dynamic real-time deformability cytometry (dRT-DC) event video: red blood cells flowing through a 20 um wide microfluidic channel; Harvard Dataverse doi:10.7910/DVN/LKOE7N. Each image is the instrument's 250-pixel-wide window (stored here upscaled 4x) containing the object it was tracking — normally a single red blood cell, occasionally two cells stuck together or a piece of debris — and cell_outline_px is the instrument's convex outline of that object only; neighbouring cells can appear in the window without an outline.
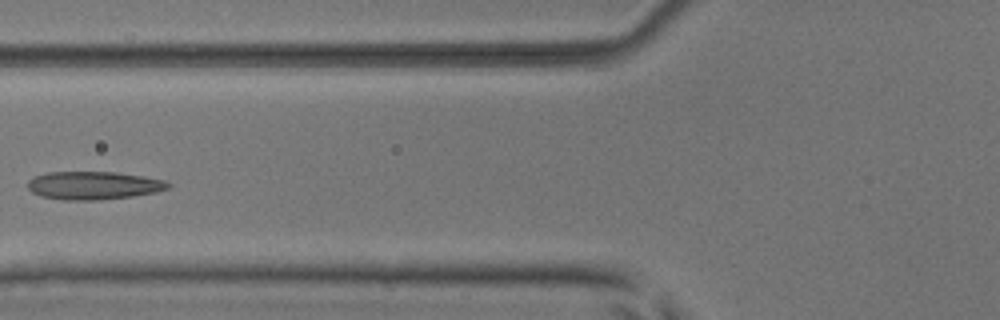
{"species": "common noctule bat (a hibernating species)", "species_latin": "Nyctalus noctula", "temperature_condition": "room temperature", "stored_images_in_passage": 5, "camera_frame_rate_fps": 3000, "um_per_image_px": 0.085, "animal": {"sex": "male", "body_mass_g": 17.9, "forearm_length_mm": 54.2}, "frame": {"image": 1, "passage_image": 3, "time_ms": 0.667, "image_size_px": [1000, 320], "cell_outline_px": [[172, 184], [168, 188], [156, 192], [132, 196], [100, 200], [64, 200], [40, 196], [32, 192], [28, 188], [28, 180], [32, 176], [48, 172], [116, 172], [144, 176], [164, 180]], "centroid_in_image_um": [7.94, 15.76], "position_along_channel_um": 117.9, "area_um2": 23.12}}
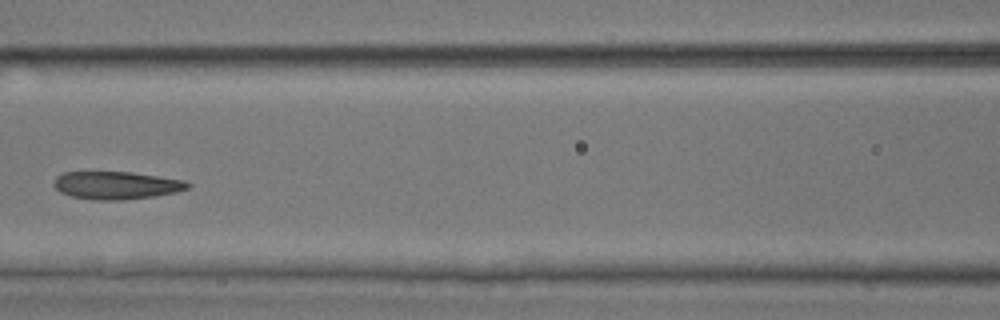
{"frame": {"image": 2, "passage_image": 4, "time_ms": 1.0, "image_size_px": [1000, 320], "cell_outline_px": [[192, 184], [188, 188], [176, 192], [152, 196], [120, 200], [96, 200], [72, 196], [60, 192], [52, 184], [56, 176], [64, 172], [132, 172], [184, 180]], "centroid_in_image_um": [9.87, 15.74], "position_along_channel_um": 156.7, "area_um2": 21.56}}
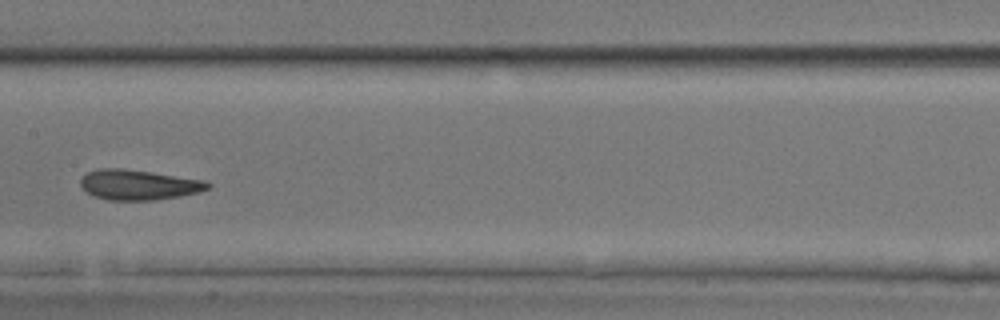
{"frame": {"image": 3, "passage_image": 5, "time_ms": 1.333, "image_size_px": [1000, 320], "cell_outline_px": [[212, 184], [208, 188], [200, 192], [180, 196], [152, 200], [108, 200], [96, 196], [88, 192], [80, 184], [80, 180], [88, 172], [96, 168], [124, 168], [208, 180]], "centroid_in_image_um": [11.83, 15.69], "position_along_channel_um": 195.6, "area_um2": 22.43}}